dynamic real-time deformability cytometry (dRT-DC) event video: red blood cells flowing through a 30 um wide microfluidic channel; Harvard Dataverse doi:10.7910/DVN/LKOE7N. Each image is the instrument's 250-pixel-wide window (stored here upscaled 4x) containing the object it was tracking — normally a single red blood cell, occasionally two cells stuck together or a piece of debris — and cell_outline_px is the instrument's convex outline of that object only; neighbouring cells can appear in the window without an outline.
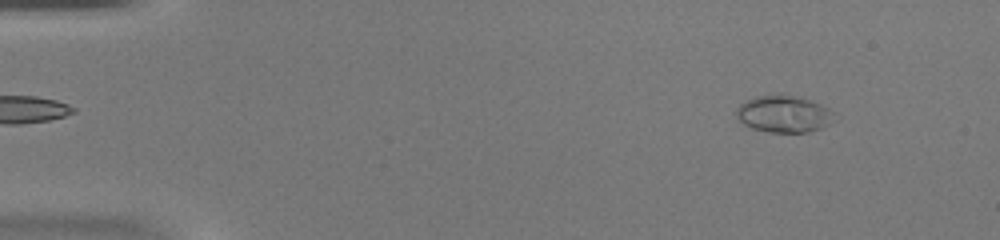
{"species": "common noctule bat (a hibernating species)", "species_latin": "Nyctalus noctula", "temperature_condition": "warm", "stored_images_in_passage": 49, "camera_frame_rate_fps": 3000, "um_per_image_px": 0.085, "animal": {"sex": "female", "body_mass_g": 20.0, "forearm_length_mm": 54.0}, "frame": {"image": 1, "passage_image": 5, "time_ms": 1.333, "image_size_px": [1000, 240], "cell_outline_px": [[836, 120], [820, 128], [808, 132], [768, 132], [752, 128], [744, 124], [736, 116], [736, 108], [744, 100], [756, 96], [796, 96], [820, 104], [828, 108]], "centroid_in_image_um": [66.59, 9.7], "position_along_channel_um": 18.4, "area_um2": 20.69}}
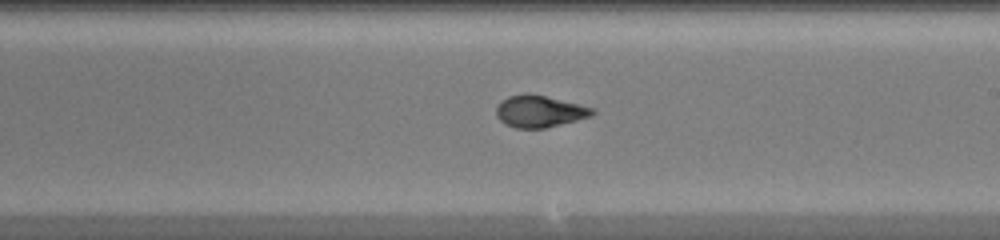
{"frame": {"image": 2, "passage_image": 29, "time_ms": 9.333, "image_size_px": [1000, 240], "cell_outline_px": [[596, 112], [592, 116], [544, 128], [516, 128], [504, 124], [496, 116], [496, 108], [500, 100], [508, 96], [524, 92], [528, 92], [596, 108]], "centroid_in_image_um": [45.83, 9.44], "position_along_channel_um": 243.2, "area_um2": 18.03}}
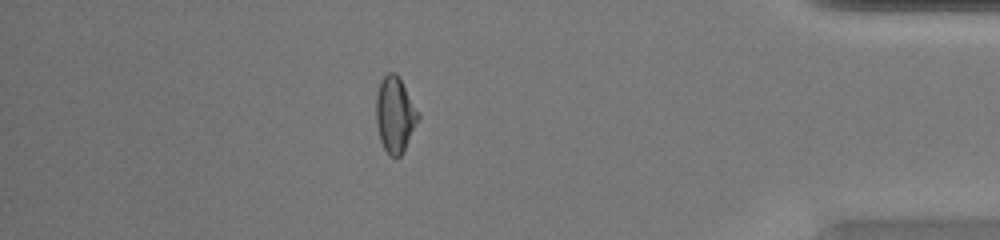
{"frame": {"image": 3, "passage_image": 43, "time_ms": 14.0, "image_size_px": [1000, 240], "cell_outline_px": [[420, 116], [400, 156], [388, 156], [380, 140], [376, 124], [376, 96], [380, 80], [388, 72], [396, 72], [420, 112]], "centroid_in_image_um": [33.56, 9.71], "position_along_channel_um": 401.6, "area_um2": 18.5}}